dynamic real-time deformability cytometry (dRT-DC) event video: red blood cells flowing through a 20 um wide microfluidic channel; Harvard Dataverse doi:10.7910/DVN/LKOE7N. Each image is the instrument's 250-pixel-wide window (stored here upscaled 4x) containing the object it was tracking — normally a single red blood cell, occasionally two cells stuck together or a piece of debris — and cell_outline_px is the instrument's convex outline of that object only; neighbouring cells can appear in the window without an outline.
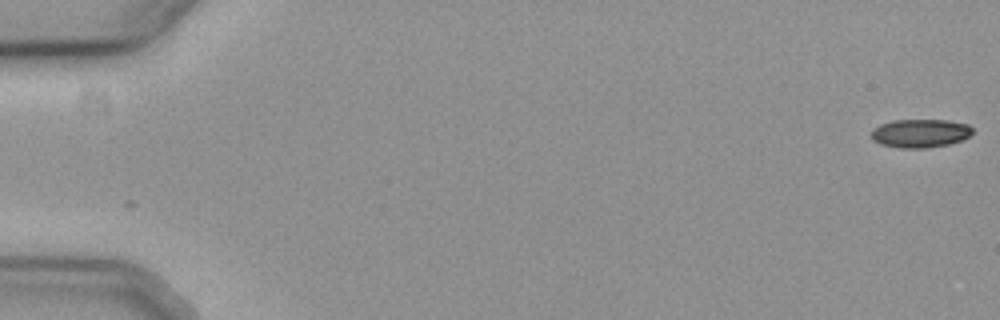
{"species": "common noctule bat (a hibernating species)", "species_latin": "Nyctalus noctula", "temperature_condition": "cold", "stored_images_in_passage": 11, "camera_frame_rate_fps": 3000, "um_per_image_px": 0.085, "animal": {"sex": "female", "body_mass_g": 19.3, "forearm_length_mm": 54.1}, "frame": {"image": 1, "passage_image": 1, "time_ms": 0.0, "image_size_px": [1000, 320], "cell_outline_px": [[972, 132], [968, 136], [960, 140], [948, 144], [928, 148], [900, 148], [880, 144], [872, 140], [872, 128], [880, 124], [892, 120], [948, 120], [968, 124], [972, 128]], "centroid_in_image_um": [78.18, 11.32], "position_along_channel_um": 6.8, "area_um2": 16.82}}